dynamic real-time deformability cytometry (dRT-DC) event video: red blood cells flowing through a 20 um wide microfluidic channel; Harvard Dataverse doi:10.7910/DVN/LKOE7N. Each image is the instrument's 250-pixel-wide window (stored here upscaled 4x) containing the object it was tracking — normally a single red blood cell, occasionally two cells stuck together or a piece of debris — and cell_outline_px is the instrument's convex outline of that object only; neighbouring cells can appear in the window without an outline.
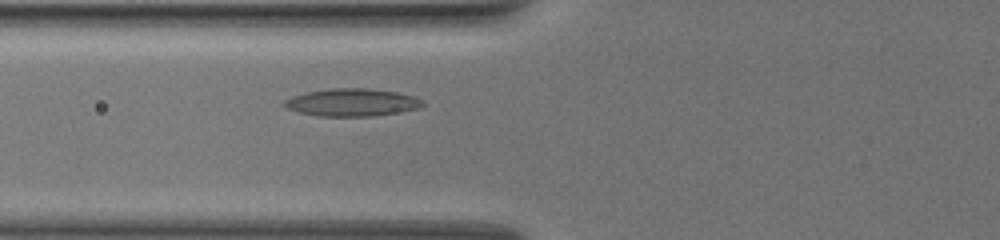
{"species": "common noctule bat (a hibernating species)", "species_latin": "Nyctalus noctula", "temperature_condition": "warm", "stored_images_in_passage": 30, "camera_frame_rate_fps": 3000, "um_per_image_px": 0.085, "animal": {"sex": "female", "body_mass_g": 19.5, "forearm_length_mm": 54.1}, "frame": {"image": 1, "passage_image": 3, "time_ms": 0.667, "image_size_px": [1000, 240], "cell_outline_px": [[428, 104], [420, 108], [372, 116], [316, 116], [300, 112], [288, 108], [280, 104], [284, 100], [292, 96], [308, 92], [332, 88], [368, 88], [396, 92], [412, 96], [424, 100]], "centroid_in_image_um": [29.93, 8.7], "position_along_channel_um": 95.9, "area_um2": 22.25}}
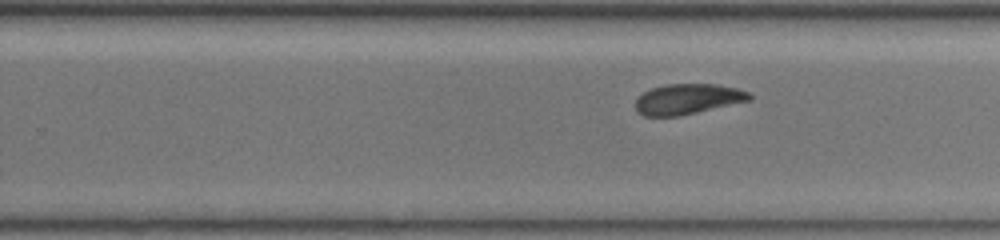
{"frame": {"image": 2, "passage_image": 17, "time_ms": 5.333, "image_size_px": [1000, 240], "cell_outline_px": [[752, 100], [680, 116], [644, 116], [636, 112], [636, 100], [644, 92], [652, 88], [668, 84], [716, 84], [736, 88], [748, 92], [752, 96]], "centroid_in_image_um": [58.47, 8.43], "position_along_channel_um": 271.3, "area_um2": 20.17}}
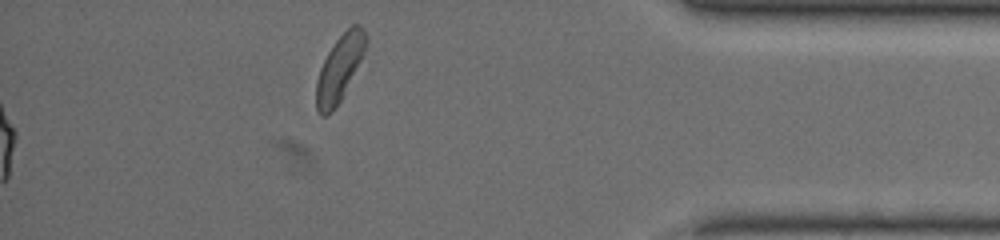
{"frame": {"image": 3, "passage_image": 30, "time_ms": 9.667, "image_size_px": [1000, 240], "cell_outline_px": [[368, 44], [340, 100], [332, 112], [324, 116], [320, 116], [316, 112], [316, 80], [320, 68], [328, 52], [336, 40], [352, 24], [356, 24], [364, 28], [368, 36]], "centroid_in_image_um": [28.85, 5.8], "position_along_channel_um": 406.3, "area_um2": 18.84}, "authors_computed_cell_mechanics": {"area_um2": 20.5768, "velocity_mm_per_s": 3.7642, "shape_relaxation_time_tau1_ms": 3.3877, "shape_relaxation_time_tau2_ms": 4.1923, "deformation_change_tau1": 0.0934, "deformation_change_tau2": 0.0921}}